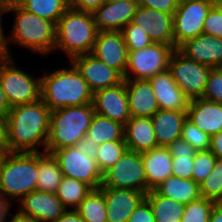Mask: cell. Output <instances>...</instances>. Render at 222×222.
Returning a JSON list of instances; mask_svg holds the SVG:
<instances>
[{"label": "cell", "instance_id": "cell-1", "mask_svg": "<svg viewBox=\"0 0 222 222\" xmlns=\"http://www.w3.org/2000/svg\"><path fill=\"white\" fill-rule=\"evenodd\" d=\"M50 112L42 99L12 107L6 116L9 152H41L40 145L46 152Z\"/></svg>", "mask_w": 222, "mask_h": 222}, {"label": "cell", "instance_id": "cell-2", "mask_svg": "<svg viewBox=\"0 0 222 222\" xmlns=\"http://www.w3.org/2000/svg\"><path fill=\"white\" fill-rule=\"evenodd\" d=\"M70 64L69 69L58 68L50 73L44 70L41 76V99L51 111L93 103L94 93L77 68Z\"/></svg>", "mask_w": 222, "mask_h": 222}, {"label": "cell", "instance_id": "cell-3", "mask_svg": "<svg viewBox=\"0 0 222 222\" xmlns=\"http://www.w3.org/2000/svg\"><path fill=\"white\" fill-rule=\"evenodd\" d=\"M14 12L15 20L10 37L0 54L12 57L9 42L29 48L32 52L48 55L56 46V24L30 13L16 2H10L8 12Z\"/></svg>", "mask_w": 222, "mask_h": 222}, {"label": "cell", "instance_id": "cell-4", "mask_svg": "<svg viewBox=\"0 0 222 222\" xmlns=\"http://www.w3.org/2000/svg\"><path fill=\"white\" fill-rule=\"evenodd\" d=\"M97 34L92 13L78 11L70 6L56 24L54 51L64 52L71 61L77 56L92 52Z\"/></svg>", "mask_w": 222, "mask_h": 222}, {"label": "cell", "instance_id": "cell-5", "mask_svg": "<svg viewBox=\"0 0 222 222\" xmlns=\"http://www.w3.org/2000/svg\"><path fill=\"white\" fill-rule=\"evenodd\" d=\"M38 152H8L0 159V192L13 203L36 190ZM9 197V198H8Z\"/></svg>", "mask_w": 222, "mask_h": 222}, {"label": "cell", "instance_id": "cell-6", "mask_svg": "<svg viewBox=\"0 0 222 222\" xmlns=\"http://www.w3.org/2000/svg\"><path fill=\"white\" fill-rule=\"evenodd\" d=\"M94 114L93 103L51 111L46 152L75 146L87 134Z\"/></svg>", "mask_w": 222, "mask_h": 222}, {"label": "cell", "instance_id": "cell-7", "mask_svg": "<svg viewBox=\"0 0 222 222\" xmlns=\"http://www.w3.org/2000/svg\"><path fill=\"white\" fill-rule=\"evenodd\" d=\"M14 58L0 54V83L10 107L41 99V77L14 66Z\"/></svg>", "mask_w": 222, "mask_h": 222}, {"label": "cell", "instance_id": "cell-8", "mask_svg": "<svg viewBox=\"0 0 222 222\" xmlns=\"http://www.w3.org/2000/svg\"><path fill=\"white\" fill-rule=\"evenodd\" d=\"M100 187L136 190L147 194L150 189L141 153L127 150L120 160L103 173Z\"/></svg>", "mask_w": 222, "mask_h": 222}, {"label": "cell", "instance_id": "cell-9", "mask_svg": "<svg viewBox=\"0 0 222 222\" xmlns=\"http://www.w3.org/2000/svg\"><path fill=\"white\" fill-rule=\"evenodd\" d=\"M174 50L171 45L152 43L149 47L128 51L124 80H148L168 70L169 60Z\"/></svg>", "mask_w": 222, "mask_h": 222}, {"label": "cell", "instance_id": "cell-10", "mask_svg": "<svg viewBox=\"0 0 222 222\" xmlns=\"http://www.w3.org/2000/svg\"><path fill=\"white\" fill-rule=\"evenodd\" d=\"M217 0H180L173 14L174 48L203 34V24Z\"/></svg>", "mask_w": 222, "mask_h": 222}, {"label": "cell", "instance_id": "cell-11", "mask_svg": "<svg viewBox=\"0 0 222 222\" xmlns=\"http://www.w3.org/2000/svg\"><path fill=\"white\" fill-rule=\"evenodd\" d=\"M211 69L187 58L178 49L173 51L168 67L174 81L190 100L202 98Z\"/></svg>", "mask_w": 222, "mask_h": 222}, {"label": "cell", "instance_id": "cell-12", "mask_svg": "<svg viewBox=\"0 0 222 222\" xmlns=\"http://www.w3.org/2000/svg\"><path fill=\"white\" fill-rule=\"evenodd\" d=\"M52 154L57 159L63 176L83 181L93 189L101 186L103 174L96 160L89 158L75 146L55 150Z\"/></svg>", "mask_w": 222, "mask_h": 222}, {"label": "cell", "instance_id": "cell-13", "mask_svg": "<svg viewBox=\"0 0 222 222\" xmlns=\"http://www.w3.org/2000/svg\"><path fill=\"white\" fill-rule=\"evenodd\" d=\"M72 63L82 78L95 93L98 90L115 87L124 81L123 76L91 53L73 58Z\"/></svg>", "mask_w": 222, "mask_h": 222}, {"label": "cell", "instance_id": "cell-14", "mask_svg": "<svg viewBox=\"0 0 222 222\" xmlns=\"http://www.w3.org/2000/svg\"><path fill=\"white\" fill-rule=\"evenodd\" d=\"M131 22L145 31L153 43L174 47L172 14L138 6Z\"/></svg>", "mask_w": 222, "mask_h": 222}, {"label": "cell", "instance_id": "cell-15", "mask_svg": "<svg viewBox=\"0 0 222 222\" xmlns=\"http://www.w3.org/2000/svg\"><path fill=\"white\" fill-rule=\"evenodd\" d=\"M91 54L124 77L128 49L121 31H98Z\"/></svg>", "mask_w": 222, "mask_h": 222}, {"label": "cell", "instance_id": "cell-16", "mask_svg": "<svg viewBox=\"0 0 222 222\" xmlns=\"http://www.w3.org/2000/svg\"><path fill=\"white\" fill-rule=\"evenodd\" d=\"M93 105L96 114L123 125L131 118L125 81L115 87L96 91L93 95Z\"/></svg>", "mask_w": 222, "mask_h": 222}, {"label": "cell", "instance_id": "cell-17", "mask_svg": "<svg viewBox=\"0 0 222 222\" xmlns=\"http://www.w3.org/2000/svg\"><path fill=\"white\" fill-rule=\"evenodd\" d=\"M21 214L34 217L40 222H55L67 210L56 194L32 191L19 200Z\"/></svg>", "mask_w": 222, "mask_h": 222}, {"label": "cell", "instance_id": "cell-18", "mask_svg": "<svg viewBox=\"0 0 222 222\" xmlns=\"http://www.w3.org/2000/svg\"><path fill=\"white\" fill-rule=\"evenodd\" d=\"M103 192L107 209V222H128L133 211L145 199L146 194L136 190L99 187Z\"/></svg>", "mask_w": 222, "mask_h": 222}, {"label": "cell", "instance_id": "cell-19", "mask_svg": "<svg viewBox=\"0 0 222 222\" xmlns=\"http://www.w3.org/2000/svg\"><path fill=\"white\" fill-rule=\"evenodd\" d=\"M177 49L197 63L212 68L222 65V38L200 34L185 41Z\"/></svg>", "mask_w": 222, "mask_h": 222}, {"label": "cell", "instance_id": "cell-20", "mask_svg": "<svg viewBox=\"0 0 222 222\" xmlns=\"http://www.w3.org/2000/svg\"><path fill=\"white\" fill-rule=\"evenodd\" d=\"M137 7L132 1H106L92 13L98 31H121L132 21Z\"/></svg>", "mask_w": 222, "mask_h": 222}, {"label": "cell", "instance_id": "cell-21", "mask_svg": "<svg viewBox=\"0 0 222 222\" xmlns=\"http://www.w3.org/2000/svg\"><path fill=\"white\" fill-rule=\"evenodd\" d=\"M160 109L187 111L190 99L174 81L169 70L148 79Z\"/></svg>", "mask_w": 222, "mask_h": 222}, {"label": "cell", "instance_id": "cell-22", "mask_svg": "<svg viewBox=\"0 0 222 222\" xmlns=\"http://www.w3.org/2000/svg\"><path fill=\"white\" fill-rule=\"evenodd\" d=\"M187 118L210 137L222 131V104L203 98L190 100Z\"/></svg>", "mask_w": 222, "mask_h": 222}, {"label": "cell", "instance_id": "cell-23", "mask_svg": "<svg viewBox=\"0 0 222 222\" xmlns=\"http://www.w3.org/2000/svg\"><path fill=\"white\" fill-rule=\"evenodd\" d=\"M131 117H152L160 108L149 80H124Z\"/></svg>", "mask_w": 222, "mask_h": 222}, {"label": "cell", "instance_id": "cell-24", "mask_svg": "<svg viewBox=\"0 0 222 222\" xmlns=\"http://www.w3.org/2000/svg\"><path fill=\"white\" fill-rule=\"evenodd\" d=\"M124 141L128 150L143 153L159 147L150 117H131L124 125Z\"/></svg>", "mask_w": 222, "mask_h": 222}, {"label": "cell", "instance_id": "cell-25", "mask_svg": "<svg viewBox=\"0 0 222 222\" xmlns=\"http://www.w3.org/2000/svg\"><path fill=\"white\" fill-rule=\"evenodd\" d=\"M186 118L187 111L159 109L151 117L158 146L167 147L181 138Z\"/></svg>", "mask_w": 222, "mask_h": 222}, {"label": "cell", "instance_id": "cell-26", "mask_svg": "<svg viewBox=\"0 0 222 222\" xmlns=\"http://www.w3.org/2000/svg\"><path fill=\"white\" fill-rule=\"evenodd\" d=\"M147 185L154 190L172 176V156L167 147L159 146L141 153Z\"/></svg>", "mask_w": 222, "mask_h": 222}, {"label": "cell", "instance_id": "cell-27", "mask_svg": "<svg viewBox=\"0 0 222 222\" xmlns=\"http://www.w3.org/2000/svg\"><path fill=\"white\" fill-rule=\"evenodd\" d=\"M154 190L161 196L171 198L185 205L201 197L199 184L194 180L178 178L173 175Z\"/></svg>", "mask_w": 222, "mask_h": 222}, {"label": "cell", "instance_id": "cell-28", "mask_svg": "<svg viewBox=\"0 0 222 222\" xmlns=\"http://www.w3.org/2000/svg\"><path fill=\"white\" fill-rule=\"evenodd\" d=\"M36 190L56 194L63 178L57 159L51 153L38 152Z\"/></svg>", "mask_w": 222, "mask_h": 222}, {"label": "cell", "instance_id": "cell-29", "mask_svg": "<svg viewBox=\"0 0 222 222\" xmlns=\"http://www.w3.org/2000/svg\"><path fill=\"white\" fill-rule=\"evenodd\" d=\"M172 156V175L192 179V169L196 150L182 138L167 146Z\"/></svg>", "mask_w": 222, "mask_h": 222}, {"label": "cell", "instance_id": "cell-30", "mask_svg": "<svg viewBox=\"0 0 222 222\" xmlns=\"http://www.w3.org/2000/svg\"><path fill=\"white\" fill-rule=\"evenodd\" d=\"M145 199L153 210L155 222H181L185 204L161 196L155 190H150Z\"/></svg>", "mask_w": 222, "mask_h": 222}, {"label": "cell", "instance_id": "cell-31", "mask_svg": "<svg viewBox=\"0 0 222 222\" xmlns=\"http://www.w3.org/2000/svg\"><path fill=\"white\" fill-rule=\"evenodd\" d=\"M86 135L98 145L124 140V125L95 113Z\"/></svg>", "mask_w": 222, "mask_h": 222}, {"label": "cell", "instance_id": "cell-32", "mask_svg": "<svg viewBox=\"0 0 222 222\" xmlns=\"http://www.w3.org/2000/svg\"><path fill=\"white\" fill-rule=\"evenodd\" d=\"M92 190L93 188L83 181L63 176L56 196L67 210H76Z\"/></svg>", "mask_w": 222, "mask_h": 222}, {"label": "cell", "instance_id": "cell-33", "mask_svg": "<svg viewBox=\"0 0 222 222\" xmlns=\"http://www.w3.org/2000/svg\"><path fill=\"white\" fill-rule=\"evenodd\" d=\"M16 3L26 11L55 24L70 7V0H18Z\"/></svg>", "mask_w": 222, "mask_h": 222}, {"label": "cell", "instance_id": "cell-34", "mask_svg": "<svg viewBox=\"0 0 222 222\" xmlns=\"http://www.w3.org/2000/svg\"><path fill=\"white\" fill-rule=\"evenodd\" d=\"M84 222H107V209L103 192L93 189L76 209Z\"/></svg>", "mask_w": 222, "mask_h": 222}, {"label": "cell", "instance_id": "cell-35", "mask_svg": "<svg viewBox=\"0 0 222 222\" xmlns=\"http://www.w3.org/2000/svg\"><path fill=\"white\" fill-rule=\"evenodd\" d=\"M128 150L124 140L108 141L97 149L96 162L102 174L112 167Z\"/></svg>", "mask_w": 222, "mask_h": 222}, {"label": "cell", "instance_id": "cell-36", "mask_svg": "<svg viewBox=\"0 0 222 222\" xmlns=\"http://www.w3.org/2000/svg\"><path fill=\"white\" fill-rule=\"evenodd\" d=\"M201 197L218 202L222 198V158H217L213 171L199 184Z\"/></svg>", "mask_w": 222, "mask_h": 222}, {"label": "cell", "instance_id": "cell-37", "mask_svg": "<svg viewBox=\"0 0 222 222\" xmlns=\"http://www.w3.org/2000/svg\"><path fill=\"white\" fill-rule=\"evenodd\" d=\"M215 204L216 202L204 197L186 204L181 222H209Z\"/></svg>", "mask_w": 222, "mask_h": 222}, {"label": "cell", "instance_id": "cell-38", "mask_svg": "<svg viewBox=\"0 0 222 222\" xmlns=\"http://www.w3.org/2000/svg\"><path fill=\"white\" fill-rule=\"evenodd\" d=\"M181 138L189 143L196 151L210 150L211 137L201 131L190 119L183 123Z\"/></svg>", "mask_w": 222, "mask_h": 222}, {"label": "cell", "instance_id": "cell-39", "mask_svg": "<svg viewBox=\"0 0 222 222\" xmlns=\"http://www.w3.org/2000/svg\"><path fill=\"white\" fill-rule=\"evenodd\" d=\"M217 157L210 151H197L194 157L192 180L200 184L213 171Z\"/></svg>", "mask_w": 222, "mask_h": 222}, {"label": "cell", "instance_id": "cell-40", "mask_svg": "<svg viewBox=\"0 0 222 222\" xmlns=\"http://www.w3.org/2000/svg\"><path fill=\"white\" fill-rule=\"evenodd\" d=\"M121 32L128 51L140 50L153 43L146 32L132 22L124 26Z\"/></svg>", "mask_w": 222, "mask_h": 222}, {"label": "cell", "instance_id": "cell-41", "mask_svg": "<svg viewBox=\"0 0 222 222\" xmlns=\"http://www.w3.org/2000/svg\"><path fill=\"white\" fill-rule=\"evenodd\" d=\"M202 98L222 104V72L219 68L211 69Z\"/></svg>", "mask_w": 222, "mask_h": 222}, {"label": "cell", "instance_id": "cell-42", "mask_svg": "<svg viewBox=\"0 0 222 222\" xmlns=\"http://www.w3.org/2000/svg\"><path fill=\"white\" fill-rule=\"evenodd\" d=\"M203 34L222 38V7L216 2L203 24Z\"/></svg>", "mask_w": 222, "mask_h": 222}, {"label": "cell", "instance_id": "cell-43", "mask_svg": "<svg viewBox=\"0 0 222 222\" xmlns=\"http://www.w3.org/2000/svg\"><path fill=\"white\" fill-rule=\"evenodd\" d=\"M180 0H139L138 6L174 14Z\"/></svg>", "mask_w": 222, "mask_h": 222}, {"label": "cell", "instance_id": "cell-44", "mask_svg": "<svg viewBox=\"0 0 222 222\" xmlns=\"http://www.w3.org/2000/svg\"><path fill=\"white\" fill-rule=\"evenodd\" d=\"M128 222H155L153 210L146 199L133 211Z\"/></svg>", "mask_w": 222, "mask_h": 222}, {"label": "cell", "instance_id": "cell-45", "mask_svg": "<svg viewBox=\"0 0 222 222\" xmlns=\"http://www.w3.org/2000/svg\"><path fill=\"white\" fill-rule=\"evenodd\" d=\"M107 0H71L70 6L78 11L93 13Z\"/></svg>", "mask_w": 222, "mask_h": 222}, {"label": "cell", "instance_id": "cell-46", "mask_svg": "<svg viewBox=\"0 0 222 222\" xmlns=\"http://www.w3.org/2000/svg\"><path fill=\"white\" fill-rule=\"evenodd\" d=\"M98 144L94 141H91V138L85 135L76 145L75 147L84 152L89 158L96 160Z\"/></svg>", "mask_w": 222, "mask_h": 222}, {"label": "cell", "instance_id": "cell-47", "mask_svg": "<svg viewBox=\"0 0 222 222\" xmlns=\"http://www.w3.org/2000/svg\"><path fill=\"white\" fill-rule=\"evenodd\" d=\"M9 152L7 140V123L6 117L0 116V154L4 155Z\"/></svg>", "mask_w": 222, "mask_h": 222}, {"label": "cell", "instance_id": "cell-48", "mask_svg": "<svg viewBox=\"0 0 222 222\" xmlns=\"http://www.w3.org/2000/svg\"><path fill=\"white\" fill-rule=\"evenodd\" d=\"M10 5V0H0V52L4 49L7 36L4 34V29L2 28V15L8 13Z\"/></svg>", "mask_w": 222, "mask_h": 222}, {"label": "cell", "instance_id": "cell-49", "mask_svg": "<svg viewBox=\"0 0 222 222\" xmlns=\"http://www.w3.org/2000/svg\"><path fill=\"white\" fill-rule=\"evenodd\" d=\"M210 151L217 158H222V131L211 137Z\"/></svg>", "mask_w": 222, "mask_h": 222}, {"label": "cell", "instance_id": "cell-50", "mask_svg": "<svg viewBox=\"0 0 222 222\" xmlns=\"http://www.w3.org/2000/svg\"><path fill=\"white\" fill-rule=\"evenodd\" d=\"M55 222H84L77 210H66Z\"/></svg>", "mask_w": 222, "mask_h": 222}, {"label": "cell", "instance_id": "cell-51", "mask_svg": "<svg viewBox=\"0 0 222 222\" xmlns=\"http://www.w3.org/2000/svg\"><path fill=\"white\" fill-rule=\"evenodd\" d=\"M12 206V203L7 201L3 194L0 192V222H7L6 217L7 215L11 216L12 213H10V207Z\"/></svg>", "mask_w": 222, "mask_h": 222}, {"label": "cell", "instance_id": "cell-52", "mask_svg": "<svg viewBox=\"0 0 222 222\" xmlns=\"http://www.w3.org/2000/svg\"><path fill=\"white\" fill-rule=\"evenodd\" d=\"M11 107L0 83V116L6 117Z\"/></svg>", "mask_w": 222, "mask_h": 222}, {"label": "cell", "instance_id": "cell-53", "mask_svg": "<svg viewBox=\"0 0 222 222\" xmlns=\"http://www.w3.org/2000/svg\"><path fill=\"white\" fill-rule=\"evenodd\" d=\"M11 216L12 219L9 220L8 222H40L38 219L21 214L19 211L16 214H12Z\"/></svg>", "mask_w": 222, "mask_h": 222}, {"label": "cell", "instance_id": "cell-54", "mask_svg": "<svg viewBox=\"0 0 222 222\" xmlns=\"http://www.w3.org/2000/svg\"><path fill=\"white\" fill-rule=\"evenodd\" d=\"M209 222H222V207L217 203L214 205L211 211Z\"/></svg>", "mask_w": 222, "mask_h": 222}, {"label": "cell", "instance_id": "cell-55", "mask_svg": "<svg viewBox=\"0 0 222 222\" xmlns=\"http://www.w3.org/2000/svg\"><path fill=\"white\" fill-rule=\"evenodd\" d=\"M107 1H111V2L132 1V2L138 3L139 0H107Z\"/></svg>", "mask_w": 222, "mask_h": 222}, {"label": "cell", "instance_id": "cell-56", "mask_svg": "<svg viewBox=\"0 0 222 222\" xmlns=\"http://www.w3.org/2000/svg\"><path fill=\"white\" fill-rule=\"evenodd\" d=\"M217 204L222 207V198L217 202Z\"/></svg>", "mask_w": 222, "mask_h": 222}, {"label": "cell", "instance_id": "cell-57", "mask_svg": "<svg viewBox=\"0 0 222 222\" xmlns=\"http://www.w3.org/2000/svg\"><path fill=\"white\" fill-rule=\"evenodd\" d=\"M217 2H218L219 5L222 7V0H217Z\"/></svg>", "mask_w": 222, "mask_h": 222}, {"label": "cell", "instance_id": "cell-58", "mask_svg": "<svg viewBox=\"0 0 222 222\" xmlns=\"http://www.w3.org/2000/svg\"><path fill=\"white\" fill-rule=\"evenodd\" d=\"M218 68H219V69L221 70V72H222V65H220Z\"/></svg>", "mask_w": 222, "mask_h": 222}]
</instances>
